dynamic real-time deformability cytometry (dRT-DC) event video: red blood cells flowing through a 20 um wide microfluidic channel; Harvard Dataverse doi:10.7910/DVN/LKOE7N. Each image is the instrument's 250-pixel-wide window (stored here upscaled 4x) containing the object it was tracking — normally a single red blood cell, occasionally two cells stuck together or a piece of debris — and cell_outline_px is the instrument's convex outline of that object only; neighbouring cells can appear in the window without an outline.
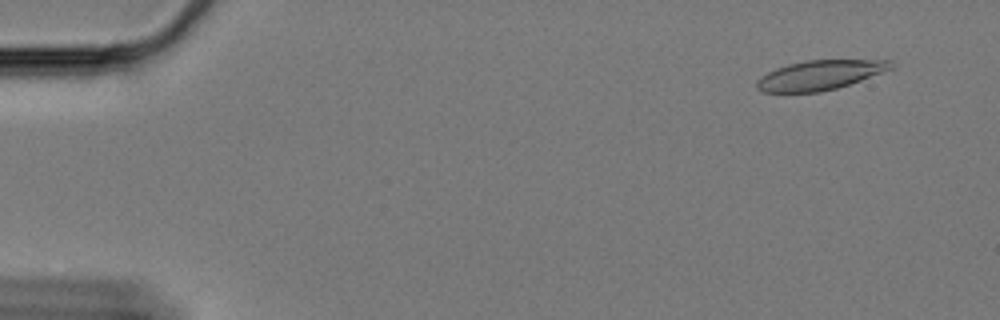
{"species": "Egyptian fruit bat (a non-hibernating species)", "species_latin": "Rousettus aegyptiacus", "temperature_condition": "cold", "stored_images_in_passage": 61, "camera_frame_rate_fps": 3000, "um_per_image_px": 0.085, "animal": {"sex": "female"}, "frame": {"image": 1, "passage_image": 5, "time_ms": 1.333, "image_size_px": [1000, 320], "cell_outline_px": [[892, 68], [860, 80], [836, 88], [820, 92], [764, 92], [756, 88], [756, 80], [760, 76], [776, 68], [788, 64], [804, 60], [892, 60]], "centroid_in_image_um": [69.63, 6.38], "position_along_channel_um": 15.4, "area_um2": 22.89}}
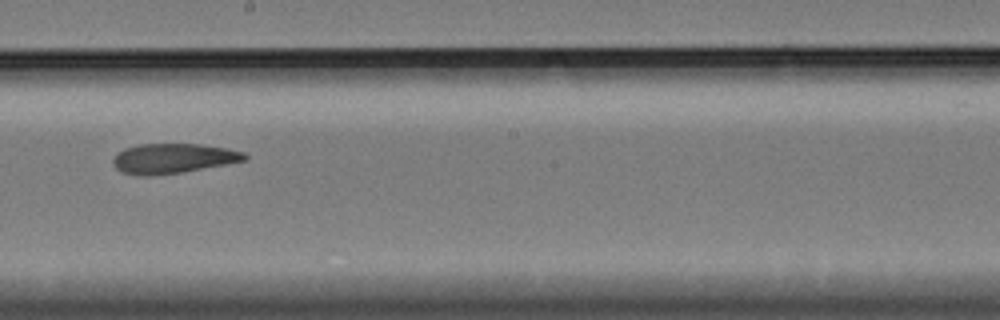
{"frame": {"image": 2, "passage_image": 35, "time_ms": 11.333, "image_size_px": [1000, 320], "cell_outline_px": [[248, 156], [244, 160], [224, 164], [180, 172], [148, 176], [136, 176], [120, 172], [112, 164], [112, 160], [116, 152], [124, 148], [140, 144], [200, 144], [228, 148], [244, 152]], "centroid_in_image_um": [14.63, 13.46], "position_along_channel_um": 233.6, "area_um2": 22.89}}
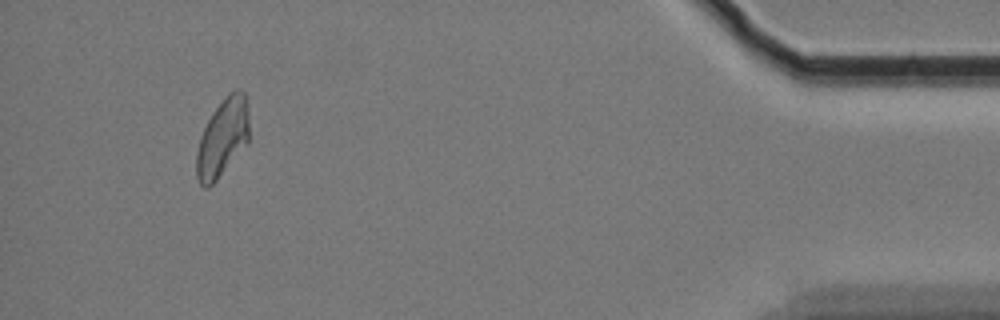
{"frame": {"image": 3, "passage_image": 57, "time_ms": 18.667, "image_size_px": [1000, 320], "cell_outline_px": [[248, 140], [216, 180], [208, 188], [204, 188], [200, 184], [196, 176], [196, 152], [200, 136], [212, 112], [228, 92], [236, 88], [240, 88], [248, 96]], "centroid_in_image_um": [18.91, 11.64], "position_along_channel_um": 416.3, "area_um2": 23.87}}